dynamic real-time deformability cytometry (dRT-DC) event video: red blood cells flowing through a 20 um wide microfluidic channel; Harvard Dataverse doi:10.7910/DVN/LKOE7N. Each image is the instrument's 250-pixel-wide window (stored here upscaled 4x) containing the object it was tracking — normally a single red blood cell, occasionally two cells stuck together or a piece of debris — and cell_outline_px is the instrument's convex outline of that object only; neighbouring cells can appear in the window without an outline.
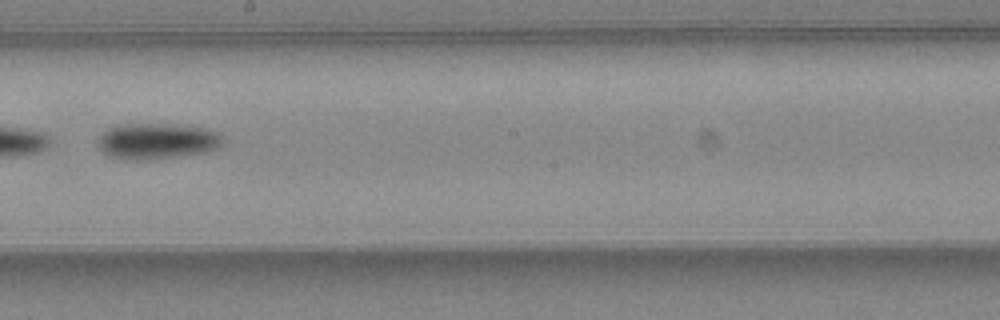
{"species": "common noctule bat (a hibernating species)", "species_latin": "Nyctalus noctula", "temperature_condition": "warm", "stored_images_in_passage": 33, "camera_frame_rate_fps": 3000, "um_per_image_px": 0.085, "animal": {"sex": "female", "body_mass_g": 24.6, "forearm_length_mm": 56.2}, "frame": {"image": 1, "passage_image": 15, "time_ms": 4.667, "image_size_px": [1000, 320], "cell_outline_px": [[224, 140], [220, 148], [208, 152], [152, 160], [132, 160], [108, 156], [96, 144], [96, 136], [104, 128], [116, 124], [172, 124], [208, 128], [220, 132], [224, 136]], "centroid_in_image_um": [13.33, 11.98], "position_along_channel_um": 234.9, "area_um2": 27.17}, "authors_computed_cell_mechanics": {"area_um2": 25.5476, "velocity_mm_per_s": 4.4883, "shape_relaxation_time_tau1_ms": 5.1124, "shape_relaxation_time_tau2_ms": null, "deformation_change_tau1": 0.1436, "deformation_change_tau2": null}}